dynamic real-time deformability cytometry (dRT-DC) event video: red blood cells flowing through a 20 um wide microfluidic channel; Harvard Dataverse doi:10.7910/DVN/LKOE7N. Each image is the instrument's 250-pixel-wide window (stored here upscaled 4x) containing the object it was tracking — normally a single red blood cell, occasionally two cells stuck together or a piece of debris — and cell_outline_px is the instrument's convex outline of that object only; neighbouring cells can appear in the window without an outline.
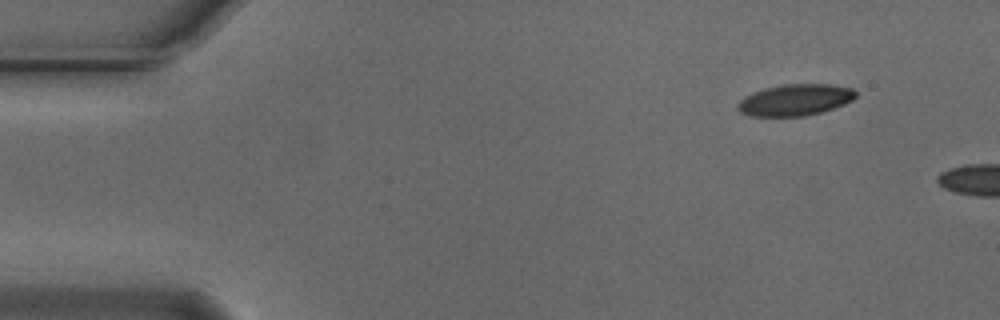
{"species": "Egyptian fruit bat (a non-hibernating species)", "species_latin": "Rousettus aegyptiacus", "temperature_condition": "cold", "stored_images_in_passage": 5, "camera_frame_rate_fps": 3000, "um_per_image_px": 0.085, "animal": {"sex": "male"}, "frame": {"image": 1, "passage_image": 1, "time_ms": 0.0, "image_size_px": [1000, 320], "cell_outline_px": [[856, 96], [852, 100], [844, 104], [820, 112], [804, 116], [748, 116], [740, 112], [736, 108], [740, 100], [744, 96], [752, 92], [764, 88], [784, 84], [832, 84], [852, 88], [856, 92]], "centroid_in_image_um": [67.56, 8.49], "position_along_channel_um": 17.4, "area_um2": 21.68}}